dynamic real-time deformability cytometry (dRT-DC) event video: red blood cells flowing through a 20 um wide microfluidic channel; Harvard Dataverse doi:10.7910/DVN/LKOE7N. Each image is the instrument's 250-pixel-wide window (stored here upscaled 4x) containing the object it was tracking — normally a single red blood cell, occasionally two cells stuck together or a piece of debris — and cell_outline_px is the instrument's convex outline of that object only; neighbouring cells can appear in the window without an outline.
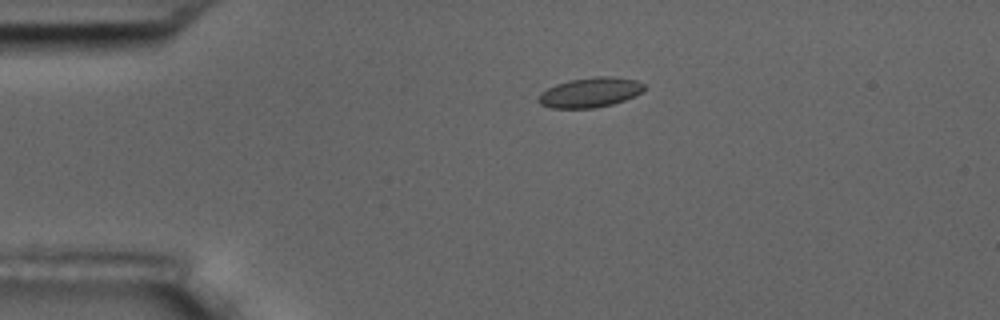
{"species": "common noctule bat (a hibernating species)", "species_latin": "Nyctalus noctula", "temperature_condition": "room temperature", "stored_images_in_passage": 15, "camera_frame_rate_fps": 3000, "um_per_image_px": 0.085, "animal": {"sex": "male", "body_mass_g": 17.5, "forearm_length_mm": 52.3}, "frame": {"image": 1, "passage_image": 3, "time_ms": 3.333, "image_size_px": [1000, 320], "cell_outline_px": [[644, 92], [624, 100], [612, 104], [596, 108], [552, 108], [540, 104], [536, 100], [536, 96], [540, 92], [556, 84], [568, 80], [596, 76], [612, 76], [636, 80], [644, 84]], "centroid_in_image_um": [50.13, 7.85], "position_along_channel_um": 34.9, "area_um2": 18.61}}
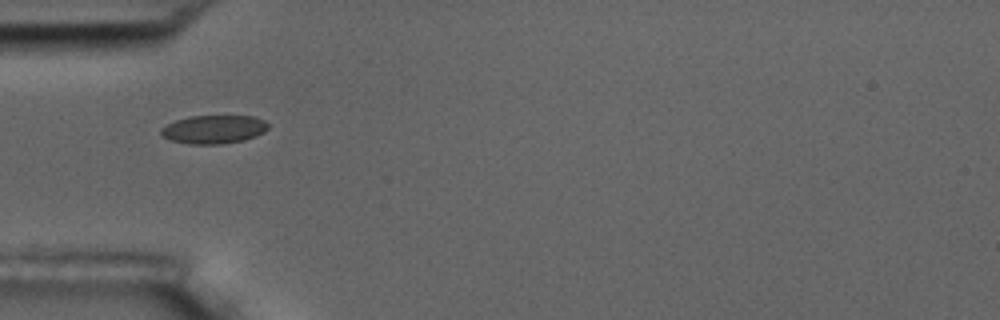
{"frame": {"image": 2, "passage_image": 5, "time_ms": 5.333, "image_size_px": [1000, 320], "cell_outline_px": [[268, 128], [264, 132], [256, 136], [244, 140], [220, 144], [188, 144], [172, 140], [160, 136], [160, 128], [176, 120], [188, 116], [252, 116], [264, 120], [268, 124]], "centroid_in_image_um": [18.15, 11.0], "position_along_channel_um": 66.8, "area_um2": 17.8}}
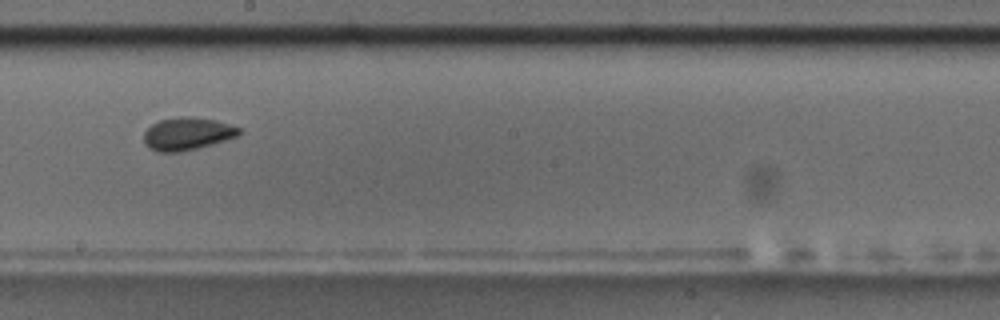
{"frame": {"image": 3, "passage_image": 9, "time_ms": 10.0, "image_size_px": [1000, 320], "cell_outline_px": [[240, 132], [236, 136], [212, 144], [180, 152], [156, 152], [148, 148], [144, 144], [144, 132], [152, 124], [160, 120], [184, 116], [216, 120], [240, 128]], "centroid_in_image_um": [15.86, 11.38], "position_along_channel_um": 232.3, "area_um2": 17.92}, "authors_computed_cell_mechanics": {"area_um2": 17.7446, "velocity_mm_per_s": 3.5594, "shape_relaxation_time_tau1_ms": 7.0853, "shape_relaxation_time_tau2_ms": 0.5751, "deformation_change_tau1": 0.1029, "deformation_change_tau2": 0.0267}}